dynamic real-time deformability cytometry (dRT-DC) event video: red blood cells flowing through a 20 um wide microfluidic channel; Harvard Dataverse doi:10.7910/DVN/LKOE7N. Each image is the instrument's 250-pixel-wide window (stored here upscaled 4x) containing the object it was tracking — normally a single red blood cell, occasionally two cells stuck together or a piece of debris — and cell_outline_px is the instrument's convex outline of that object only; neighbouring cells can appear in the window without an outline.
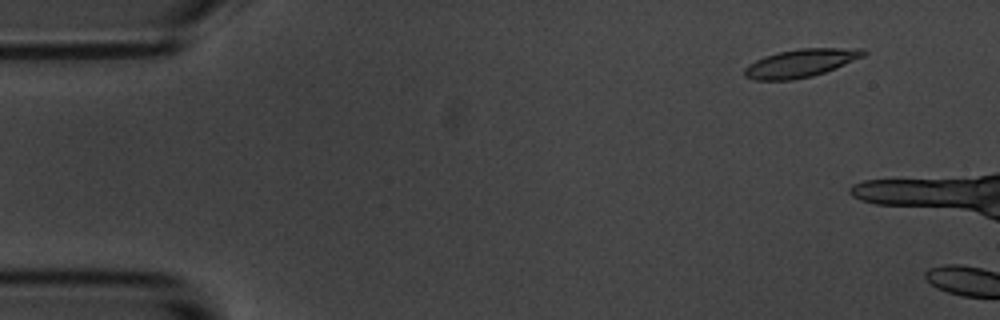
{"species": "common noctule bat (a hibernating species)", "species_latin": "Nyctalus noctula", "temperature_condition": "room temperature", "stored_images_in_passage": 4, "segment_of_instrument_passage": [2, 2], "camera_frame_rate_fps": 3000, "um_per_image_px": 0.085, "animal": {"sex": "male", "body_mass_g": 20.1, "forearm_length_mm": 53.5}, "frame": {"image": 1, "passage_image": 4, "time_ms": 3.667, "image_size_px": [1000, 320], "cell_outline_px": [[868, 52], [864, 56], [836, 68], [812, 76], [792, 80], [756, 80], [744, 76], [744, 68], [748, 64], [764, 56], [780, 52], [800, 48], [864, 48]], "centroid_in_image_um": [68.07, 5.36], "position_along_channel_um": 16.9, "area_um2": 19.48}}